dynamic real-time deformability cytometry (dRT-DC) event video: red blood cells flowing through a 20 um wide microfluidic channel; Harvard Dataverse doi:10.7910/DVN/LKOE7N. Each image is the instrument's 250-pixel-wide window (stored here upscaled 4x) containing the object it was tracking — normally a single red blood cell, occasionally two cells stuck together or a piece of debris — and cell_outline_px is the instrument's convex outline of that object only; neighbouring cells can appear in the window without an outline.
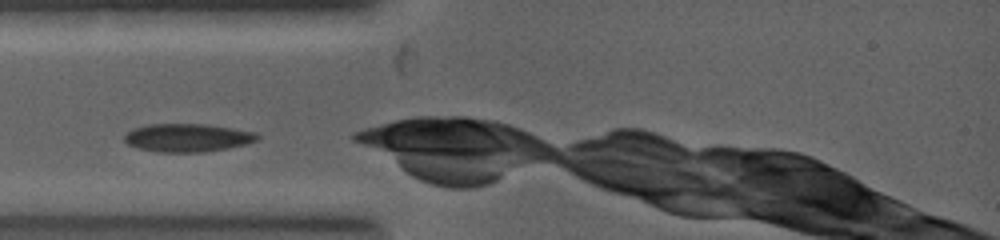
{"species": "common noctule bat (a hibernating species)", "species_latin": "Nyctalus noctula", "temperature_condition": "warm", "stored_images_in_passage": 2, "camera_frame_rate_fps": 5000, "um_per_image_px": 0.085, "animal": {"sex": "female", "body_mass_g": 19.0, "forearm_length_mm": 53.3}, "frame": {"image": 1, "passage_image": 1, "time_ms": 0.0, "image_size_px": [1000, 240], "cell_outline_px": [[260, 136], [256, 140], [244, 144], [228, 148], [204, 152], [160, 152], [140, 148], [128, 144], [124, 140], [124, 136], [132, 128], [148, 124], [208, 124], [256, 132]], "centroid_in_image_um": [15.93, 11.7], "position_along_channel_um": 69.1, "area_um2": 21.73}}